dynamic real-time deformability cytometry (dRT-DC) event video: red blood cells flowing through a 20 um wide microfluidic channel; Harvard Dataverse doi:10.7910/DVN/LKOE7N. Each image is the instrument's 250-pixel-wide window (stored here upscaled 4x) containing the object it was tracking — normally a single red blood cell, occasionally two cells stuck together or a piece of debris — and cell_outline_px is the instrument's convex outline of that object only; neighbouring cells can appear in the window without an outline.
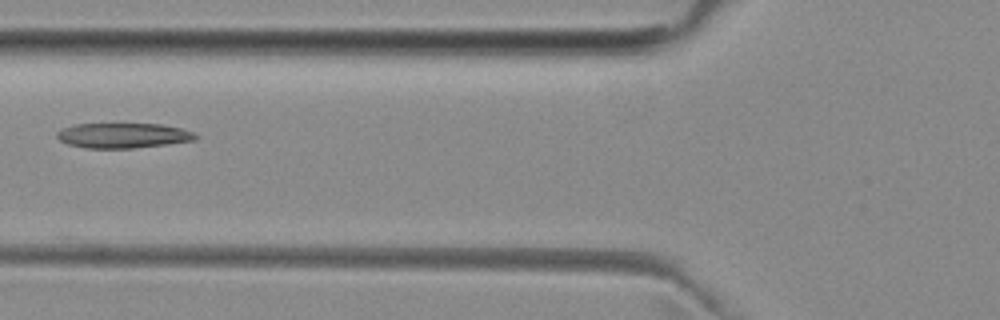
{"species": "common noctule bat (a hibernating species)", "species_latin": "Nyctalus noctula", "temperature_condition": "room temperature", "stored_images_in_passage": 4, "camera_frame_rate_fps": 3000, "um_per_image_px": 0.085, "animal": {"sex": "female", "body_mass_g": 29.2, "forearm_length_mm": 56.3}, "frame": {"image": 1, "passage_image": 3, "time_ms": 3.333, "image_size_px": [1000, 320], "cell_outline_px": [[196, 140], [132, 148], [84, 148], [68, 144], [60, 140], [56, 136], [56, 132], [64, 128], [76, 124], [160, 124], [180, 128], [192, 132], [196, 136]], "centroid_in_image_um": [10.42, 11.52], "position_along_channel_um": 115.4, "area_um2": 19.94}}
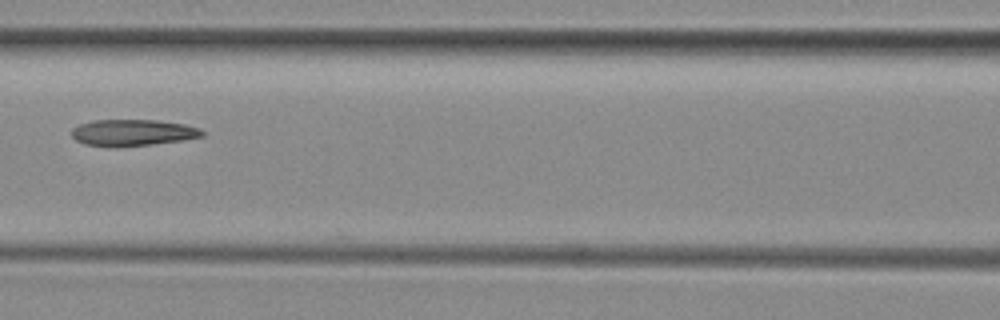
{"frame": {"image": 2, "passage_image": 4, "time_ms": 4.333, "image_size_px": [1000, 320], "cell_outline_px": [[204, 136], [180, 140], [152, 144], [84, 144], [76, 140], [72, 136], [72, 128], [80, 124], [96, 120], [156, 120], [184, 124], [200, 128], [204, 132]], "centroid_in_image_um": [11.33, 11.23], "position_along_channel_um": 155.3, "area_um2": 19.19}}